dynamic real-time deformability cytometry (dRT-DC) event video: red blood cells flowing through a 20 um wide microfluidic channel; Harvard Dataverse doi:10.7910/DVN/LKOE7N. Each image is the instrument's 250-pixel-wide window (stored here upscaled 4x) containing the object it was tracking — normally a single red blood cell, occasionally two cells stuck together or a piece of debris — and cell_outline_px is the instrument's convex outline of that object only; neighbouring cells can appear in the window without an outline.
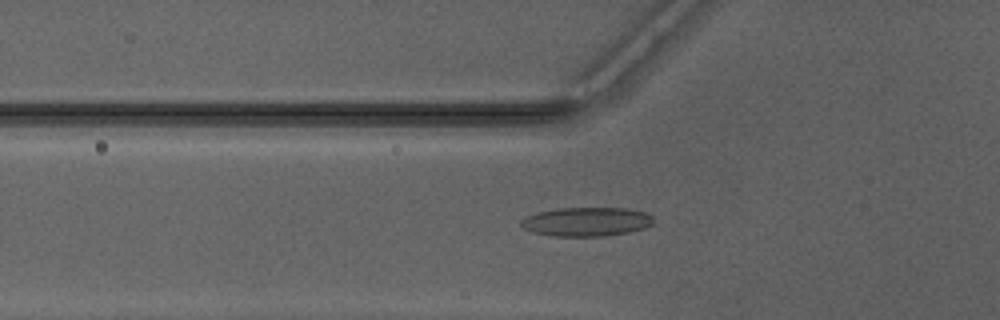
{"species": "Egyptian fruit bat (a non-hibernating species)", "species_latin": "Rousettus aegyptiacus", "temperature_condition": "warm", "stored_images_in_passage": 40, "camera_frame_rate_fps": 3000, "um_per_image_px": 0.085, "animal": {"sex": "male"}, "frame": {"image": 1, "passage_image": 11, "time_ms": 3.333, "image_size_px": [1000, 320], "cell_outline_px": [[652, 224], [644, 228], [628, 232], [604, 236], [552, 236], [532, 232], [524, 228], [520, 224], [520, 220], [524, 216], [536, 212], [556, 208], [628, 208], [644, 212], [652, 216]], "centroid_in_image_um": [49.8, 18.84], "position_along_channel_um": 76.0, "area_um2": 22.48}}
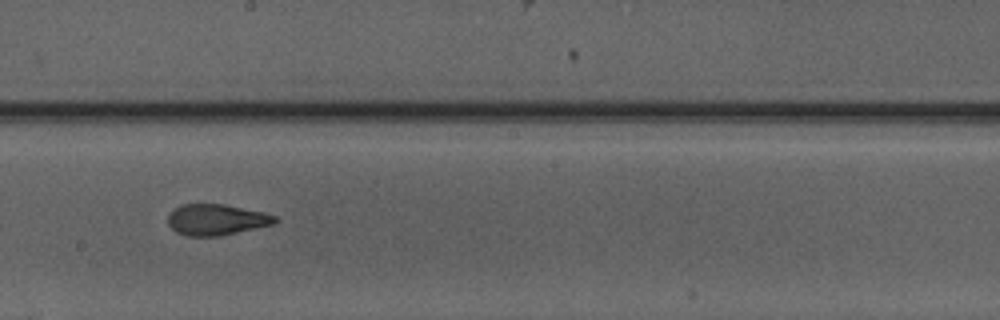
{"frame": {"image": 2, "passage_image": 22, "time_ms": 7.0, "image_size_px": [1000, 320], "cell_outline_px": [[280, 220], [272, 224], [236, 232], [216, 236], [188, 236], [176, 232], [168, 224], [168, 216], [180, 204], [224, 204], [264, 212], [276, 216]], "centroid_in_image_um": [18.39, 18.66], "position_along_channel_um": 229.8, "area_um2": 19.13}}
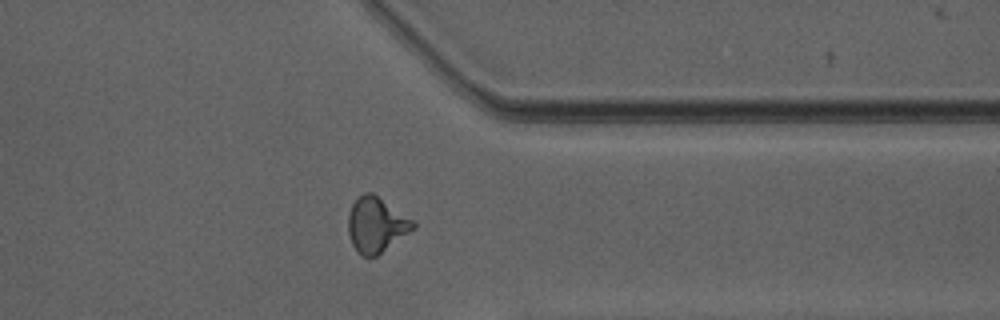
{"frame": {"image": 3, "passage_image": 33, "time_ms": 10.667, "image_size_px": [1000, 320], "cell_outline_px": [[416, 228], [376, 256], [360, 256], [356, 252], [352, 244], [348, 232], [348, 216], [352, 204], [364, 192], [372, 192], [412, 220], [416, 224]], "centroid_in_image_um": [31.96, 19.13], "position_along_channel_um": 379.4, "area_um2": 20.63}, "authors_computed_cell_mechanics": {"area_um2": 20.1144, "velocity_mm_per_s": 4.1845, "shape_relaxation_time_tau1_ms": 7.2978, "shape_relaxation_time_tau2_ms": 1.1621, "deformation_change_tau1": 0.2324, "deformation_change_tau2": 0.0837}}